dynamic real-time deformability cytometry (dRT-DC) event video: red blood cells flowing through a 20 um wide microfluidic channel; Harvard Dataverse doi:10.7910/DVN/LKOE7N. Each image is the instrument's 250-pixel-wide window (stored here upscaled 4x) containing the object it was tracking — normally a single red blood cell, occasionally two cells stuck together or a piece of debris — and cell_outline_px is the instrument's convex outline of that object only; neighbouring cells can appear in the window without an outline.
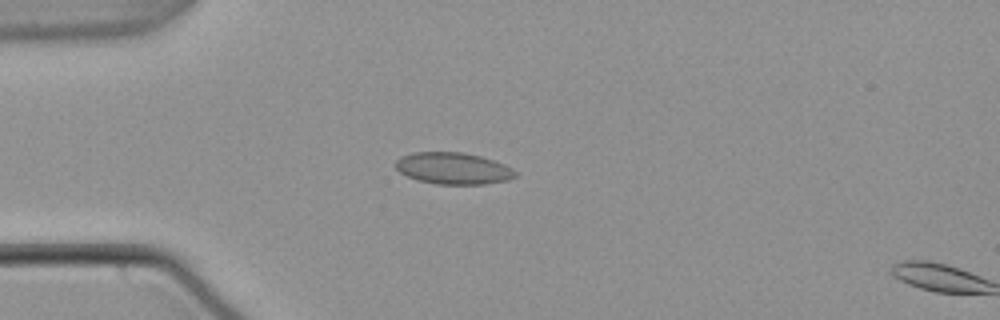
{"species": "common noctule bat (a hibernating species)", "species_latin": "Nyctalus noctula", "temperature_condition": "warm", "stored_images_in_passage": 17, "camera_frame_rate_fps": 3000, "um_per_image_px": 0.085, "animal": {"sex": "male", "body_mass_g": 21.5, "forearm_length_mm": 52.0}, "frame": {"image": 1, "passage_image": 15, "time_ms": 4.667, "image_size_px": [1000, 320], "cell_outline_px": [[516, 176], [508, 180], [484, 184], [436, 184], [416, 180], [400, 172], [396, 168], [396, 160], [400, 156], [412, 152], [464, 152], [480, 156], [504, 164], [512, 168], [516, 172]], "centroid_in_image_um": [38.5, 14.31], "position_along_channel_um": 46.5, "area_um2": 22.14}}